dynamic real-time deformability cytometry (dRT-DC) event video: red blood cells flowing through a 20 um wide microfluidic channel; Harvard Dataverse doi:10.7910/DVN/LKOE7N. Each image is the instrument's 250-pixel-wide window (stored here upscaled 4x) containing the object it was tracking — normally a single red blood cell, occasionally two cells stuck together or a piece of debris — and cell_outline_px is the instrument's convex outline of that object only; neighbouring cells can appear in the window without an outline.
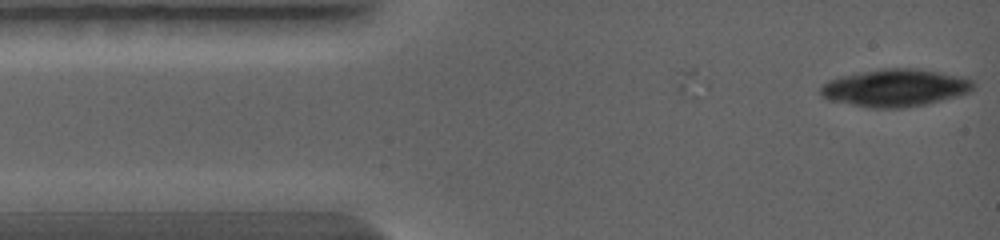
{"species": "common noctule bat (a hibernating species)", "species_latin": "Nyctalus noctula", "temperature_condition": "warm", "stored_images_in_passage": 4, "camera_frame_rate_fps": 5000, "um_per_image_px": 0.085, "animal": {"sex": "female", "body_mass_g": 19.0, "forearm_length_mm": 56.7}, "frame": {"image": 1, "passage_image": 4, "time_ms": 1.2, "image_size_px": [1000, 240], "cell_outline_px": [[976, 88], [960, 96], [924, 104], [904, 108], [868, 108], [828, 100], [820, 92], [820, 88], [828, 80], [840, 76], [860, 72], [884, 68], [916, 68], [964, 76], [972, 80], [976, 84]], "centroid_in_image_um": [76.13, 7.46], "position_along_channel_um": 8.9, "area_um2": 33.64}}